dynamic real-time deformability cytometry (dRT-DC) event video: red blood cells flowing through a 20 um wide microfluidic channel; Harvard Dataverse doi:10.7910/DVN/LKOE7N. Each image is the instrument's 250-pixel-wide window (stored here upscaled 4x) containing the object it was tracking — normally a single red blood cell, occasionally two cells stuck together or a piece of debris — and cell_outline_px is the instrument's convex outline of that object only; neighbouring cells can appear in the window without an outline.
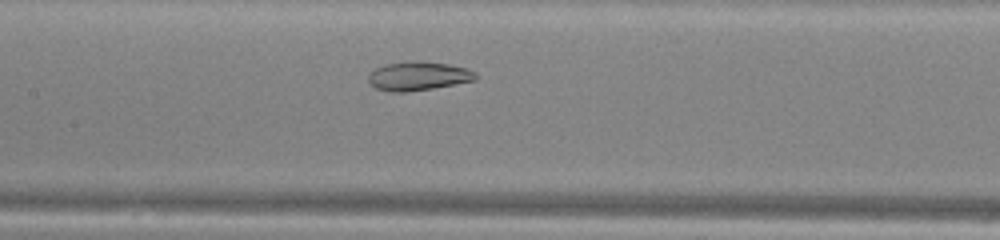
{"species": "common noctule bat (a hibernating species)", "species_latin": "Nyctalus noctula", "temperature_condition": "warm", "stored_images_in_passage": 24, "camera_frame_rate_fps": 3000, "um_per_image_px": 0.085, "animal": {"sex": "male", "body_mass_g": 13.0, "forearm_length_mm": 53.1}, "frame": {"image": 1, "passage_image": 9, "time_ms": 2.667, "image_size_px": [1000, 240], "cell_outline_px": [[480, 76], [476, 80], [432, 88], [404, 92], [388, 92], [376, 88], [368, 84], [368, 72], [384, 64], [448, 64], [468, 68], [476, 72]], "centroid_in_image_um": [35.55, 6.52], "position_along_channel_um": 171.9, "area_um2": 17.4}}
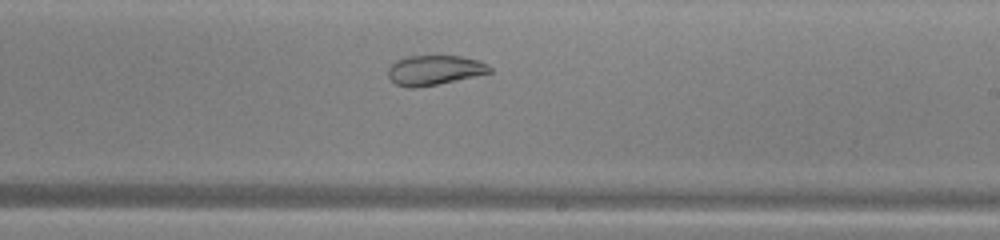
{"frame": {"image": 2, "passage_image": 15, "time_ms": 4.667, "image_size_px": [1000, 240], "cell_outline_px": [[492, 72], [456, 80], [436, 84], [412, 88], [408, 88], [396, 84], [388, 76], [388, 68], [396, 60], [408, 56], [460, 56], [480, 60], [488, 64], [492, 68]], "centroid_in_image_um": [36.94, 5.95], "position_along_channel_um": 252.1, "area_um2": 17.51}}
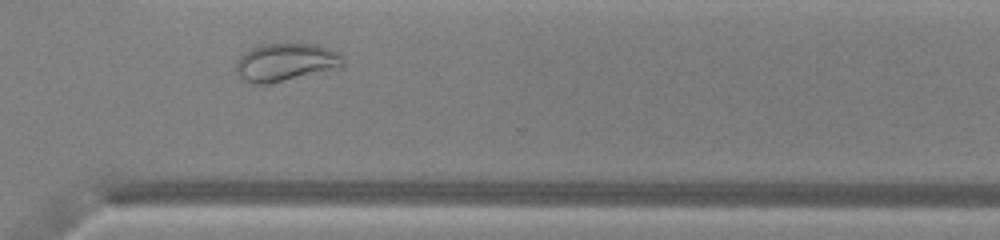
{"frame": {"image": 3, "passage_image": 22, "time_ms": 7.0, "image_size_px": [1000, 240], "cell_outline_px": [[344, 64], [340, 68], [268, 84], [256, 84], [244, 80], [236, 72], [236, 64], [240, 56], [248, 48], [260, 44], [316, 44], [328, 48], [336, 52], [340, 56]], "centroid_in_image_um": [24.25, 5.29], "position_along_channel_um": 346.4, "area_um2": 23.52}, "authors_computed_cell_mechanics": {"area_um2": 18.7272, "velocity_mm_per_s": 4.0298, "shape_relaxation_time_tau1_ms": null, "shape_relaxation_time_tau2_ms": 1.2726, "deformation_change_tau1": null, "deformation_change_tau2": 0.0711}}